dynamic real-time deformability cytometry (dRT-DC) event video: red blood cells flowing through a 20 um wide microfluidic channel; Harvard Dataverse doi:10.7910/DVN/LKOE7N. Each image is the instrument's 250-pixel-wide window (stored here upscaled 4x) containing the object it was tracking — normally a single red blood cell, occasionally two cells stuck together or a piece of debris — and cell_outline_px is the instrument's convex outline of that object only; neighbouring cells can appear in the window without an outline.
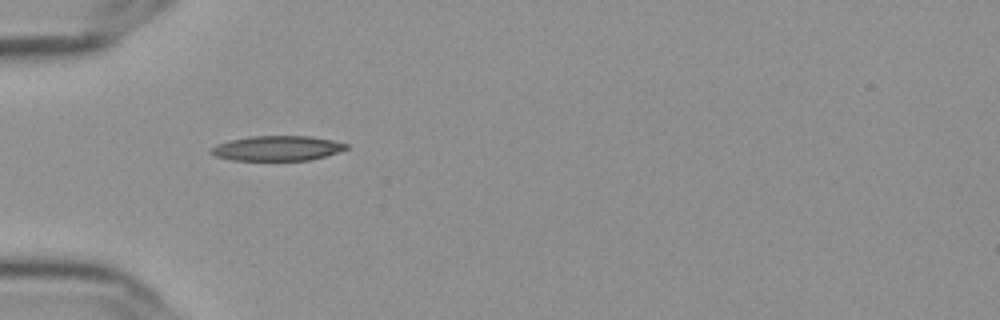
{"species": "Egyptian fruit bat (a non-hibernating species)", "species_latin": "Rousettus aegyptiacus", "temperature_condition": "cold", "stored_images_in_passage": 36, "camera_frame_rate_fps": 3000, "um_per_image_px": 0.085, "frame": {"image": 1, "passage_image": 1, "time_ms": 0.0, "image_size_px": [1000, 320], "cell_outline_px": [[348, 148], [324, 156], [308, 160], [232, 160], [216, 156], [208, 152], [208, 148], [216, 144], [228, 140], [252, 136], [312, 136], [332, 140], [348, 144]], "centroid_in_image_um": [23.49, 12.59], "position_along_channel_um": 61.5, "area_um2": 19.65}}
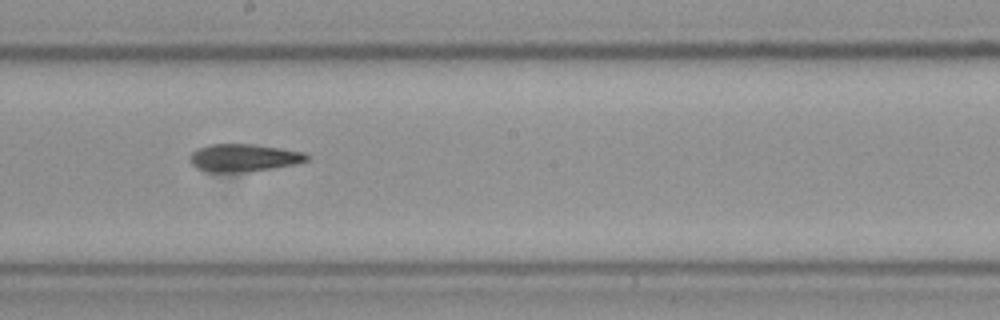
{"frame": {"image": 2, "passage_image": 15, "time_ms": 4.667, "image_size_px": [1000, 320], "cell_outline_px": [[312, 156], [308, 160], [296, 164], [272, 168], [232, 172], [212, 172], [196, 168], [188, 160], [188, 156], [196, 148], [208, 144], [252, 144], [308, 152]], "centroid_in_image_um": [20.72, 13.39], "position_along_channel_um": 227.5, "area_um2": 18.96}}
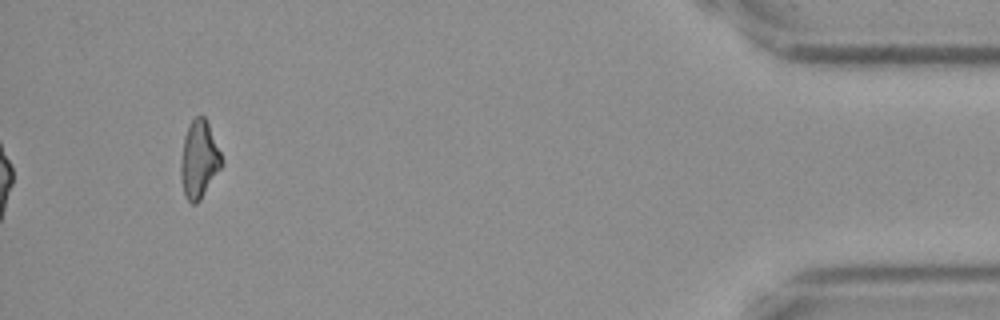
{"frame": {"image": 3, "passage_image": 36, "time_ms": 11.667, "image_size_px": [1000, 320], "cell_outline_px": [[224, 160], [220, 168], [200, 200], [196, 204], [192, 204], [188, 200], [184, 192], [180, 176], [180, 160], [184, 136], [188, 124], [196, 116], [204, 116], [208, 124]], "centroid_in_image_um": [16.9, 13.54], "position_along_channel_um": 418.3, "area_um2": 18.32}, "authors_computed_cell_mechanics": {"area_um2": 19.1029, "velocity_mm_per_s": 3.652, "shape_relaxation_time_tau1_ms": null, "shape_relaxation_time_tau2_ms": 11.2246, "deformation_change_tau1": null, "deformation_change_tau2": 0.24}}